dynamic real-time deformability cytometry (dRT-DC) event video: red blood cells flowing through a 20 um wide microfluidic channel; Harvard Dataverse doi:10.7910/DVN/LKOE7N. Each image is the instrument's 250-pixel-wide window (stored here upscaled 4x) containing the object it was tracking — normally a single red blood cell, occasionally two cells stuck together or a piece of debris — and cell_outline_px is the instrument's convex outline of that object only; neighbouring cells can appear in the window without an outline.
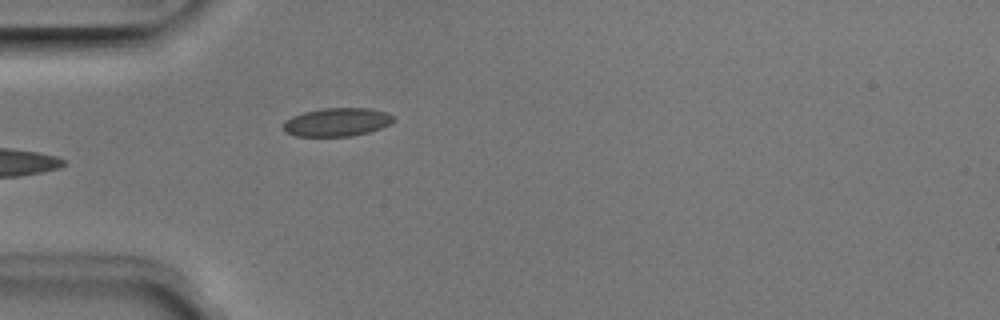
{"species": "Egyptian fruit bat (a non-hibernating species)", "species_latin": "Rousettus aegyptiacus", "temperature_condition": "room temperature", "stored_images_in_passage": 5, "camera_frame_rate_fps": 3000, "um_per_image_px": 0.085, "animal": {"sex": "male"}, "frame": {"image": 1, "passage_image": 5, "time_ms": 1.333, "image_size_px": [1000, 320], "cell_outline_px": [[396, 120], [380, 128], [368, 132], [352, 136], [296, 136], [288, 132], [284, 128], [284, 124], [292, 116], [304, 112], [324, 108], [368, 108], [388, 112]], "centroid_in_image_um": [28.69, 10.37], "position_along_channel_um": 56.3, "area_um2": 17.98}}